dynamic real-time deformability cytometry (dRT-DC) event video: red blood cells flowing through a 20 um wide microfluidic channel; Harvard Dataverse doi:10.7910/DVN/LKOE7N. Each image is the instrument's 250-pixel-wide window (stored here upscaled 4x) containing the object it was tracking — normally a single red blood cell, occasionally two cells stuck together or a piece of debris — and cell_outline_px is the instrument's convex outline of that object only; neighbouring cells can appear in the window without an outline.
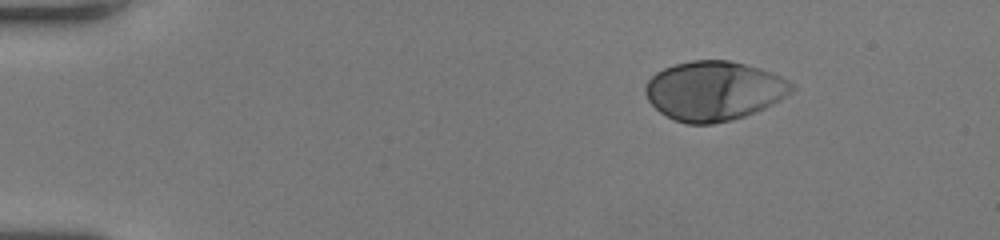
{"species": "human", "species_latin": "Homo sapiens", "temperature_condition": "room temperature", "stored_images_in_passage": 45, "camera_frame_rate_fps": 3000, "um_per_image_px": 0.085, "donor": {"sex": "female"}, "frame": {"image": 1, "passage_image": 1, "time_ms": 0.0, "image_size_px": [1000, 240], "cell_outline_px": [[796, 88], [792, 92], [780, 100], [756, 112], [732, 120], [712, 124], [688, 124], [676, 120], [660, 112], [648, 100], [644, 92], [644, 84], [656, 72], [664, 68], [676, 64], [692, 60], [728, 60], [760, 68], [780, 76], [796, 84]], "centroid_in_image_um": [60.7, 7.72], "position_along_channel_um": 24.3, "area_um2": 50.75}}
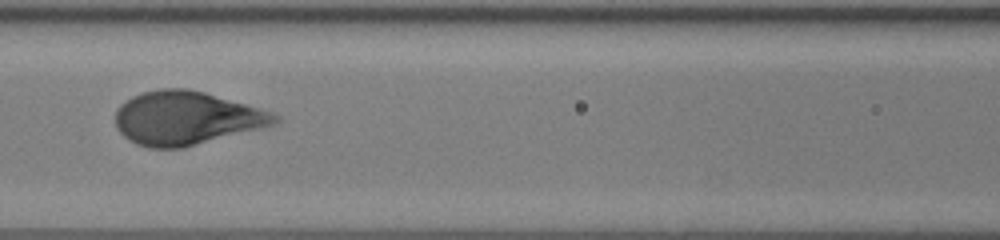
{"frame": {"image": 2, "passage_image": 18, "time_ms": 5.667, "image_size_px": [1000, 240], "cell_outline_px": [[280, 120], [276, 124], [184, 148], [148, 148], [136, 144], [128, 140], [116, 128], [116, 108], [120, 104], [132, 96], [140, 92], [160, 88], [188, 88], [204, 92], [244, 104], [280, 116]], "centroid_in_image_um": [15.77, 10.04], "position_along_channel_um": 150.8, "area_um2": 49.59}}
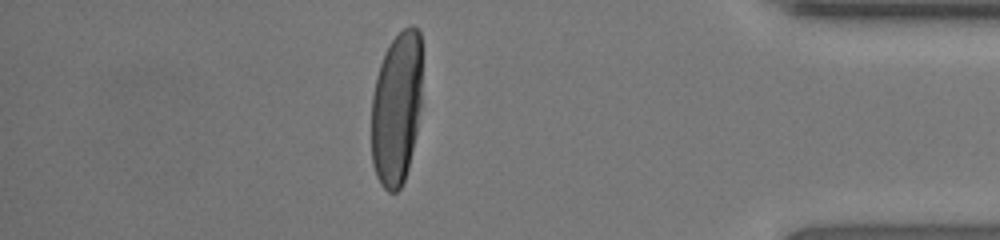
{"frame": {"image": 3, "passage_image": 39, "time_ms": 12.667, "image_size_px": [1000, 240], "cell_outline_px": [[420, 108], [416, 132], [408, 168], [404, 180], [400, 188], [396, 192], [388, 192], [380, 184], [376, 176], [372, 164], [372, 96], [376, 76], [380, 64], [392, 40], [408, 24], [412, 24], [420, 32]], "centroid_in_image_um": [33.69, 9.24], "position_along_channel_um": 401.5, "area_um2": 45.03}, "authors_computed_cell_mechanics": {"area_um2": 48.7254, "velocity_mm_per_s": 4.0407, "shape_relaxation_time_tau1_ms": 3.3701, "shape_relaxation_time_tau2_ms": null, "deformation_change_tau1": 0.2251, "deformation_change_tau2": null}}